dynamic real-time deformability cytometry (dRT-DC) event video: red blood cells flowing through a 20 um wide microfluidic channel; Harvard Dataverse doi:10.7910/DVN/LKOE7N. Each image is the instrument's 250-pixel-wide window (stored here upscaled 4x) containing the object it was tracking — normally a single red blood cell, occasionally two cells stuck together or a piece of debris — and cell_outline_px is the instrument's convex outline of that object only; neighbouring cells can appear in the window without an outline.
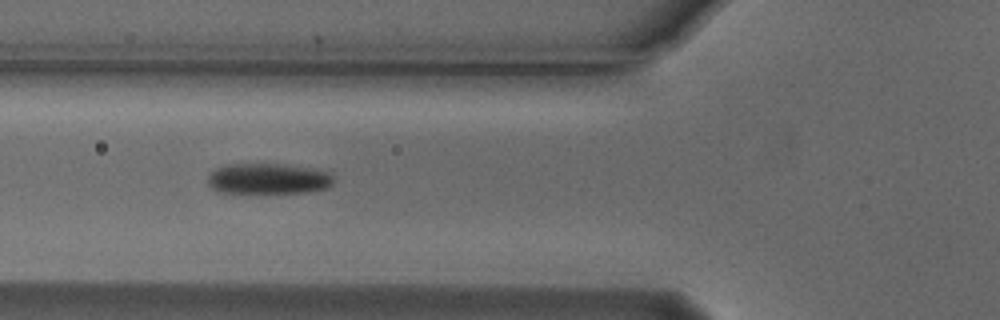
{"species": "Egyptian fruit bat (a non-hibernating species)", "species_latin": "Rousettus aegyptiacus", "temperature_condition": "cold", "stored_images_in_passage": 3, "camera_frame_rate_fps": 3000, "um_per_image_px": 0.085, "animal": {"sex": "male"}, "frame": {"image": 1, "passage_image": 3, "time_ms": 0.667, "image_size_px": [1000, 320], "cell_outline_px": [[332, 184], [328, 188], [304, 192], [220, 192], [212, 188], [208, 184], [208, 176], [216, 168], [228, 164], [280, 164], [328, 172], [332, 176]], "centroid_in_image_um": [22.75, 15.19], "position_along_channel_um": 103.0, "area_um2": 21.96}}